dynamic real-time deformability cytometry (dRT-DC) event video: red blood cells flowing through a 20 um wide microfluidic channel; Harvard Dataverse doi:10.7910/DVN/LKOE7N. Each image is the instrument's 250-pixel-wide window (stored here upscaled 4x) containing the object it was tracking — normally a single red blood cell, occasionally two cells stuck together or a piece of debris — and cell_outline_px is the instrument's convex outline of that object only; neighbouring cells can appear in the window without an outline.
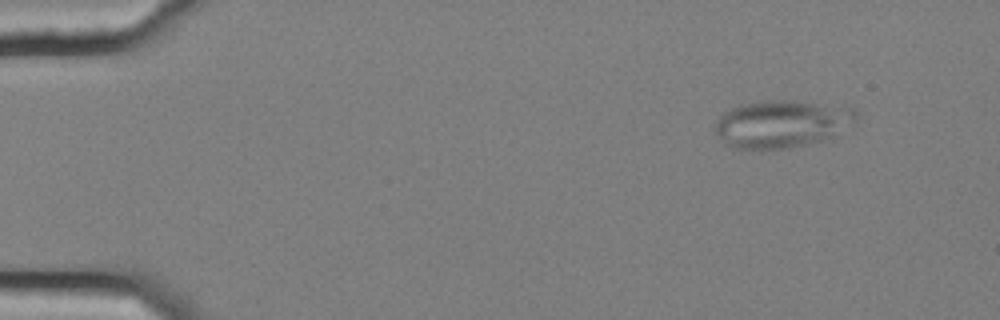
{"species": "common noctule bat (a hibernating species)", "species_latin": "Nyctalus noctula", "temperature_condition": "cold", "stored_images_in_passage": 53, "camera_frame_rate_fps": 3000, "um_per_image_px": 0.085, "animal": {"sex": "female", "body_mass_g": 25.1}, "frame": {"image": 1, "passage_image": 3, "time_ms": 0.667, "image_size_px": [1000, 320], "cell_outline_px": [[860, 116], [856, 120], [828, 136], [820, 140], [808, 144], [788, 148], [736, 148], [728, 144], [712, 128], [716, 120], [724, 112], [740, 104], [768, 100], [792, 100], [852, 104], [860, 112]], "centroid_in_image_um": [66.52, 10.46], "position_along_channel_um": 18.5, "area_um2": 39.25}}
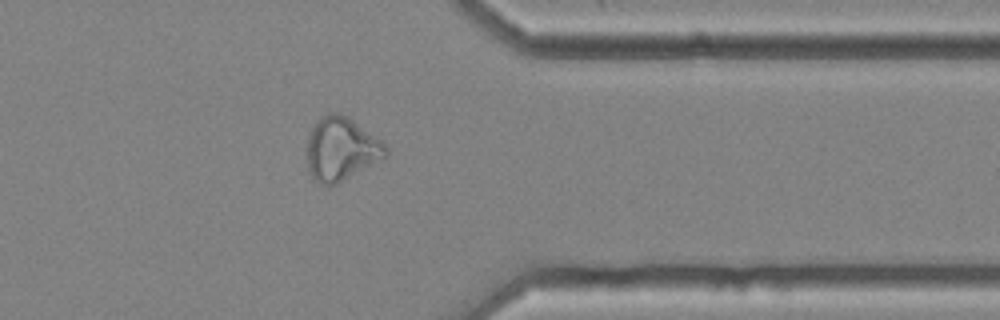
{"frame": {"image": 2, "passage_image": 42, "time_ms": 13.667, "image_size_px": [1000, 320], "cell_outline_px": [[388, 156], [336, 184], [320, 184], [312, 180], [308, 172], [308, 136], [312, 128], [320, 116], [328, 112], [336, 112], [348, 116], [380, 140], [388, 148]], "centroid_in_image_um": [28.99, 12.66], "position_along_channel_um": 382.4, "area_um2": 29.02}}
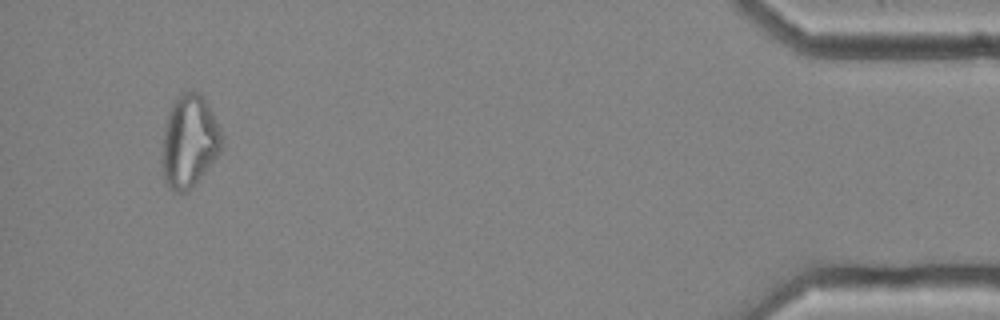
{"frame": {"image": 3, "passage_image": 50, "time_ms": 16.333, "image_size_px": [1000, 320], "cell_outline_px": [[224, 140], [220, 152], [200, 180], [188, 192], [172, 192], [168, 188], [164, 180], [160, 160], [164, 124], [168, 112], [172, 104], [184, 92], [200, 92], [204, 96], [220, 128]], "centroid_in_image_um": [16.07, 12.07], "position_along_channel_um": 419.1, "area_um2": 32.95}, "authors_computed_cell_mechanics": {"area_um2": 29.478, "velocity_mm_per_s": 3.6589, "shape_relaxation_time_tau1_ms": null, "shape_relaxation_time_tau2_ms": 2.8731, "deformation_change_tau1": null, "deformation_change_tau2": 0.0874}}